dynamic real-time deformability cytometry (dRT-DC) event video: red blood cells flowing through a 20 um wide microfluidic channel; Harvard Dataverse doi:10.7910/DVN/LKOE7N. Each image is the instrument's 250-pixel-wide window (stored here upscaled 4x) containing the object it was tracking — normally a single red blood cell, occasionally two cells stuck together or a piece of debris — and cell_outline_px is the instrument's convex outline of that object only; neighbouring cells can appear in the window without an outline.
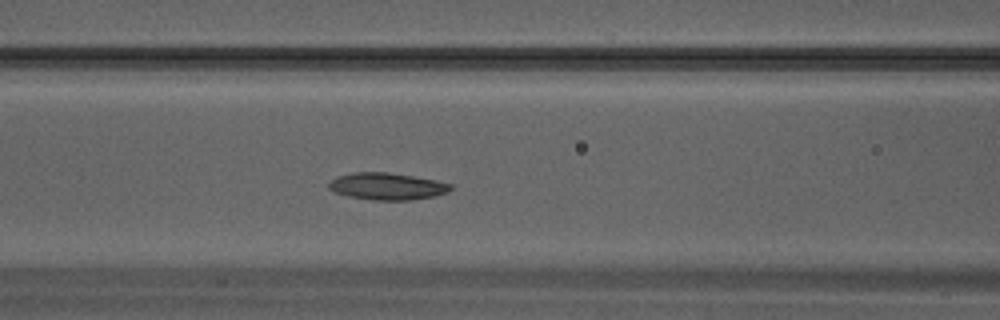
{"species": "Egyptian fruit bat (a non-hibernating species)", "species_latin": "Rousettus aegyptiacus", "temperature_condition": "warm", "stored_images_in_passage": 33, "camera_frame_rate_fps": 3000, "um_per_image_px": 0.085, "animal": {"sex": "male"}, "frame": {"image": 1, "passage_image": 13, "time_ms": 4.0, "image_size_px": [1000, 320], "cell_outline_px": [[452, 188], [448, 192], [432, 196], [408, 200], [376, 200], [348, 196], [336, 192], [328, 188], [328, 184], [336, 176], [352, 172], [388, 172], [412, 176], [452, 184]], "centroid_in_image_um": [32.86, 15.83], "position_along_channel_um": 133.7, "area_um2": 18.9}}
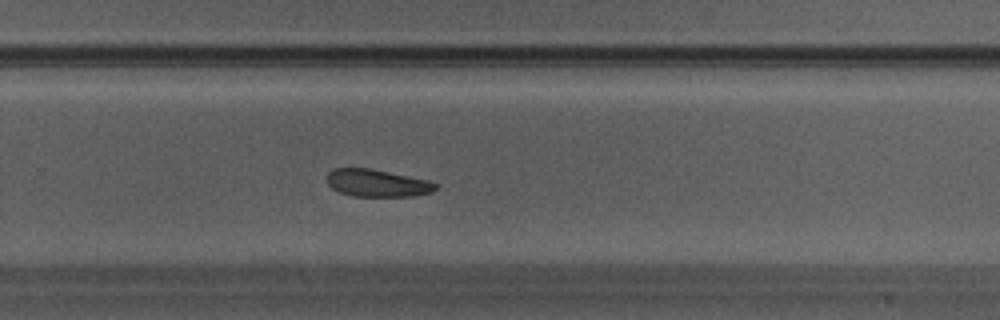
{"frame": {"image": 2, "passage_image": 21, "time_ms": 6.667, "image_size_px": [1000, 320], "cell_outline_px": [[440, 184], [432, 192], [408, 196], [352, 196], [340, 192], [332, 188], [328, 184], [328, 172], [336, 168], [368, 168], [428, 180]], "centroid_in_image_um": [32.06, 15.56], "position_along_channel_um": 297.7, "area_um2": 17.11}}
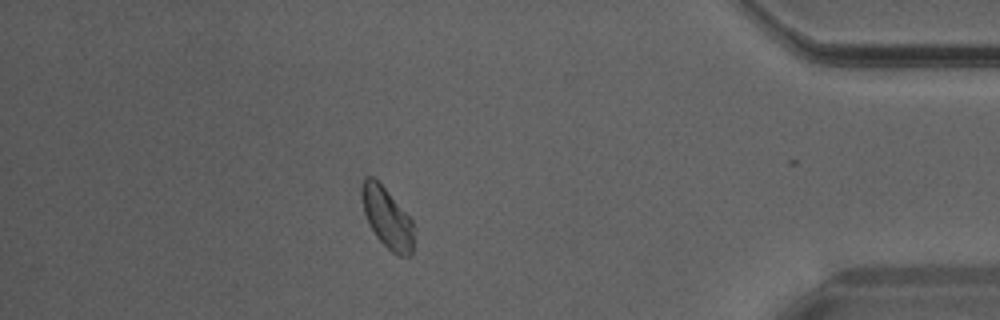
{"frame": {"image": 3, "passage_image": 28, "time_ms": 9.0, "image_size_px": [1000, 320], "cell_outline_px": [[412, 256], [400, 256], [392, 252], [376, 236], [364, 212], [360, 188], [360, 184], [364, 176], [372, 176], [384, 188], [412, 220]], "centroid_in_image_um": [32.87, 18.49], "position_along_channel_um": 402.3, "area_um2": 17.86}}